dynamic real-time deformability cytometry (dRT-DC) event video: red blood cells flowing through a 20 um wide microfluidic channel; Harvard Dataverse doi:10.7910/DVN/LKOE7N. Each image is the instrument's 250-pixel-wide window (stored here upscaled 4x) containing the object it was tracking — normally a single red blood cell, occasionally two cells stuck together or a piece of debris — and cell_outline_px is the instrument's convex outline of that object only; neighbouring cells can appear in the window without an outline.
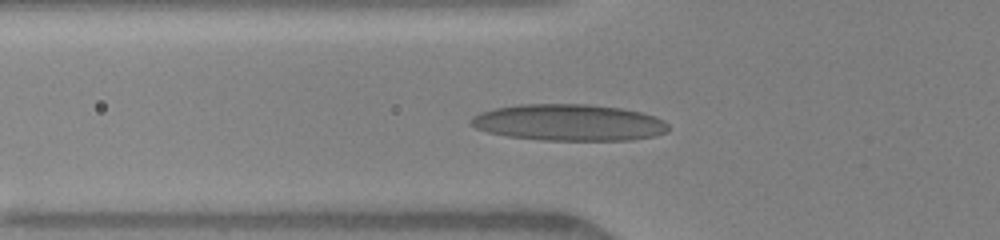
{"species": "human", "species_latin": "Homo sapiens", "temperature_condition": "warm", "stored_images_in_passage": 11, "camera_frame_rate_fps": 3000, "um_per_image_px": 0.085, "donor": {"sex": "female"}, "frame": {"image": 1, "passage_image": 7, "time_ms": 2.0, "image_size_px": [1000, 240], "cell_outline_px": [[668, 132], [656, 136], [632, 140], [544, 140], [508, 136], [488, 132], [476, 128], [468, 124], [468, 120], [472, 116], [480, 112], [496, 108], [520, 104], [588, 104], [620, 108], [640, 112], [664, 120], [668, 124]], "centroid_in_image_um": [48.34, 10.42], "position_along_channel_um": 77.5, "area_um2": 42.14}}
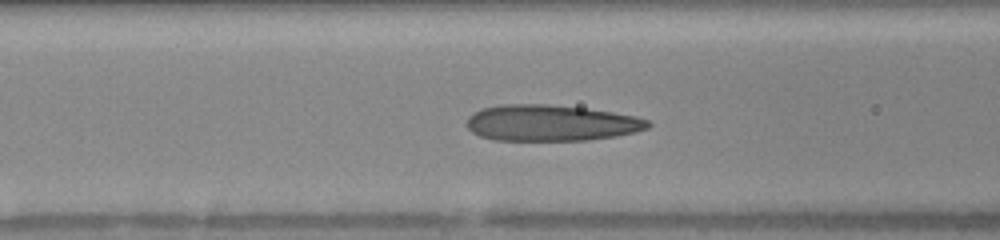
{"frame": {"image": 2, "passage_image": 10, "time_ms": 3.0, "image_size_px": [1000, 240], "cell_outline_px": [[652, 124], [648, 128], [636, 132], [616, 136], [588, 140], [492, 140], [480, 136], [472, 132], [468, 128], [468, 116], [472, 112], [484, 108], [500, 104], [544, 104], [584, 108], [612, 112], [632, 116], [648, 120]], "centroid_in_image_um": [46.81, 10.45], "position_along_channel_um": 119.8, "area_um2": 38.09}}